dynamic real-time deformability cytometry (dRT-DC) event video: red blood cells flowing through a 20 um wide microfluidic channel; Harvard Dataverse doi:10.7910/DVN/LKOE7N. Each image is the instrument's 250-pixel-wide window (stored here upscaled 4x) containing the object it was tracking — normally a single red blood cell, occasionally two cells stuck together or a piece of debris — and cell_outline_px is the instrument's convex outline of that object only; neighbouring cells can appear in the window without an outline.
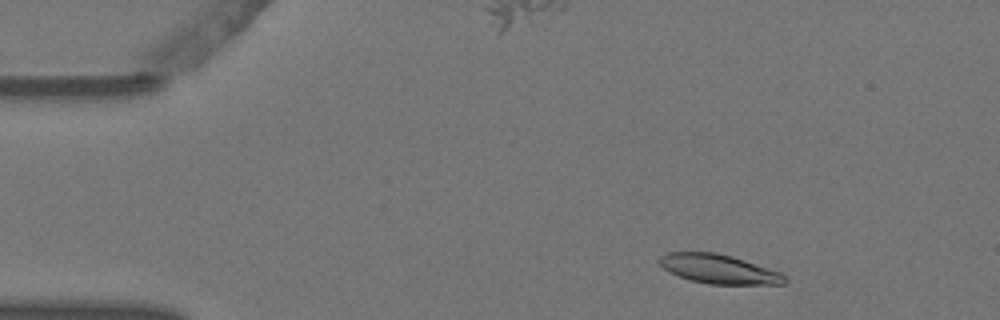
{"species": "Egyptian fruit bat (a non-hibernating species)", "species_latin": "Rousettus aegyptiacus", "temperature_condition": "warm", "stored_images_in_passage": 4, "camera_frame_rate_fps": 3000, "um_per_image_px": 0.085, "animal": {"sex": "female"}, "frame": {"image": 1, "passage_image": 1, "time_ms": 0.0, "image_size_px": [1000, 320], "cell_outline_px": [[788, 280], [784, 284], [708, 284], [692, 280], [668, 272], [656, 260], [660, 256], [668, 252], [716, 252], [732, 256], [780, 272], [788, 276]], "centroid_in_image_um": [61.1, 22.86], "position_along_channel_um": 23.9, "area_um2": 21.33}}
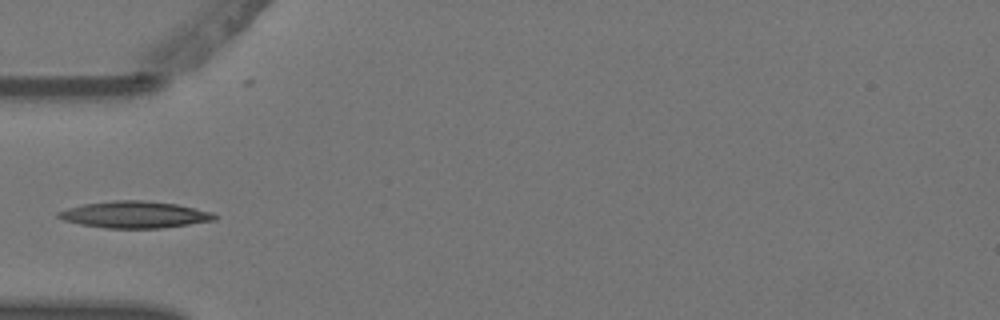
{"frame": {"image": 2, "passage_image": 4, "time_ms": 1.0, "image_size_px": [1000, 320], "cell_outline_px": [[220, 216], [216, 220], [164, 228], [104, 228], [80, 224], [64, 220], [56, 216], [56, 212], [68, 208], [84, 204], [112, 200], [144, 200], [176, 204], [212, 212]], "centroid_in_image_um": [11.47, 18.24], "position_along_channel_um": 73.5, "area_um2": 24.45}}